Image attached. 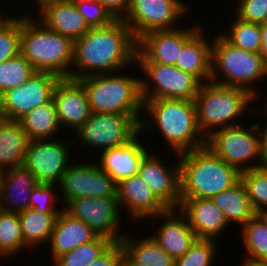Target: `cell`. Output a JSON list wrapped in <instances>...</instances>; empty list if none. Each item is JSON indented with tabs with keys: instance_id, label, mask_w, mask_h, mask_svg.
<instances>
[{
	"instance_id": "obj_43",
	"label": "cell",
	"mask_w": 267,
	"mask_h": 266,
	"mask_svg": "<svg viewBox=\"0 0 267 266\" xmlns=\"http://www.w3.org/2000/svg\"><path fill=\"white\" fill-rule=\"evenodd\" d=\"M124 260V253L120 242H114L89 266H120Z\"/></svg>"
},
{
	"instance_id": "obj_24",
	"label": "cell",
	"mask_w": 267,
	"mask_h": 266,
	"mask_svg": "<svg viewBox=\"0 0 267 266\" xmlns=\"http://www.w3.org/2000/svg\"><path fill=\"white\" fill-rule=\"evenodd\" d=\"M38 184L36 177L24 166L0 172V199L3 210L19 213L30 208V197Z\"/></svg>"
},
{
	"instance_id": "obj_32",
	"label": "cell",
	"mask_w": 267,
	"mask_h": 266,
	"mask_svg": "<svg viewBox=\"0 0 267 266\" xmlns=\"http://www.w3.org/2000/svg\"><path fill=\"white\" fill-rule=\"evenodd\" d=\"M240 229L247 254L243 261H267V214L256 213Z\"/></svg>"
},
{
	"instance_id": "obj_44",
	"label": "cell",
	"mask_w": 267,
	"mask_h": 266,
	"mask_svg": "<svg viewBox=\"0 0 267 266\" xmlns=\"http://www.w3.org/2000/svg\"><path fill=\"white\" fill-rule=\"evenodd\" d=\"M115 19H124L129 9V0H98Z\"/></svg>"
},
{
	"instance_id": "obj_20",
	"label": "cell",
	"mask_w": 267,
	"mask_h": 266,
	"mask_svg": "<svg viewBox=\"0 0 267 266\" xmlns=\"http://www.w3.org/2000/svg\"><path fill=\"white\" fill-rule=\"evenodd\" d=\"M117 199L131 219L144 220L165 212L168 208L157 198L139 174L117 183Z\"/></svg>"
},
{
	"instance_id": "obj_48",
	"label": "cell",
	"mask_w": 267,
	"mask_h": 266,
	"mask_svg": "<svg viewBox=\"0 0 267 266\" xmlns=\"http://www.w3.org/2000/svg\"><path fill=\"white\" fill-rule=\"evenodd\" d=\"M261 96H263L264 97V99H265V104H264V106H263V108H264V110H259V116H261L260 115V113H266L267 114V94L264 96V95H261Z\"/></svg>"
},
{
	"instance_id": "obj_29",
	"label": "cell",
	"mask_w": 267,
	"mask_h": 266,
	"mask_svg": "<svg viewBox=\"0 0 267 266\" xmlns=\"http://www.w3.org/2000/svg\"><path fill=\"white\" fill-rule=\"evenodd\" d=\"M211 200L223 212L229 224L238 223L240 228L256 214L241 180Z\"/></svg>"
},
{
	"instance_id": "obj_10",
	"label": "cell",
	"mask_w": 267,
	"mask_h": 266,
	"mask_svg": "<svg viewBox=\"0 0 267 266\" xmlns=\"http://www.w3.org/2000/svg\"><path fill=\"white\" fill-rule=\"evenodd\" d=\"M136 64L144 73L140 79L142 99L195 100L202 83L192 74L182 71L176 65Z\"/></svg>"
},
{
	"instance_id": "obj_31",
	"label": "cell",
	"mask_w": 267,
	"mask_h": 266,
	"mask_svg": "<svg viewBox=\"0 0 267 266\" xmlns=\"http://www.w3.org/2000/svg\"><path fill=\"white\" fill-rule=\"evenodd\" d=\"M58 215L59 213H42L32 208L18 213L26 250L29 248L31 252L34 247L39 248L37 246H44L45 243L48 245Z\"/></svg>"
},
{
	"instance_id": "obj_8",
	"label": "cell",
	"mask_w": 267,
	"mask_h": 266,
	"mask_svg": "<svg viewBox=\"0 0 267 266\" xmlns=\"http://www.w3.org/2000/svg\"><path fill=\"white\" fill-rule=\"evenodd\" d=\"M246 127L241 124L225 127L206 138V146L239 172L262 166L257 125Z\"/></svg>"
},
{
	"instance_id": "obj_12",
	"label": "cell",
	"mask_w": 267,
	"mask_h": 266,
	"mask_svg": "<svg viewBox=\"0 0 267 266\" xmlns=\"http://www.w3.org/2000/svg\"><path fill=\"white\" fill-rule=\"evenodd\" d=\"M63 205L78 198H117V183L95 161H72L58 184ZM61 189V190H60Z\"/></svg>"
},
{
	"instance_id": "obj_28",
	"label": "cell",
	"mask_w": 267,
	"mask_h": 266,
	"mask_svg": "<svg viewBox=\"0 0 267 266\" xmlns=\"http://www.w3.org/2000/svg\"><path fill=\"white\" fill-rule=\"evenodd\" d=\"M125 233L120 240L124 253V260L131 266H172L175 260L170 257L151 237H132Z\"/></svg>"
},
{
	"instance_id": "obj_6",
	"label": "cell",
	"mask_w": 267,
	"mask_h": 266,
	"mask_svg": "<svg viewBox=\"0 0 267 266\" xmlns=\"http://www.w3.org/2000/svg\"><path fill=\"white\" fill-rule=\"evenodd\" d=\"M265 77L267 78V64L261 53L234 47L220 33L213 38L211 82L246 89L256 96V100L264 101L254 84L260 79L263 81Z\"/></svg>"
},
{
	"instance_id": "obj_7",
	"label": "cell",
	"mask_w": 267,
	"mask_h": 266,
	"mask_svg": "<svg viewBox=\"0 0 267 266\" xmlns=\"http://www.w3.org/2000/svg\"><path fill=\"white\" fill-rule=\"evenodd\" d=\"M140 79L118 71L78 80L85 88L91 112L144 115Z\"/></svg>"
},
{
	"instance_id": "obj_16",
	"label": "cell",
	"mask_w": 267,
	"mask_h": 266,
	"mask_svg": "<svg viewBox=\"0 0 267 266\" xmlns=\"http://www.w3.org/2000/svg\"><path fill=\"white\" fill-rule=\"evenodd\" d=\"M200 24V25H199ZM192 26L157 30L143 35L137 41L135 63H159L175 65L182 46L202 27Z\"/></svg>"
},
{
	"instance_id": "obj_19",
	"label": "cell",
	"mask_w": 267,
	"mask_h": 266,
	"mask_svg": "<svg viewBox=\"0 0 267 266\" xmlns=\"http://www.w3.org/2000/svg\"><path fill=\"white\" fill-rule=\"evenodd\" d=\"M150 219H160V222L162 219V224L154 227L156 232L151 237L174 260L183 256L197 239L188 219L179 208H168Z\"/></svg>"
},
{
	"instance_id": "obj_25",
	"label": "cell",
	"mask_w": 267,
	"mask_h": 266,
	"mask_svg": "<svg viewBox=\"0 0 267 266\" xmlns=\"http://www.w3.org/2000/svg\"><path fill=\"white\" fill-rule=\"evenodd\" d=\"M97 235L83 221L72 217L64 209L59 213L49 240L53 262L58 256L92 241Z\"/></svg>"
},
{
	"instance_id": "obj_42",
	"label": "cell",
	"mask_w": 267,
	"mask_h": 266,
	"mask_svg": "<svg viewBox=\"0 0 267 266\" xmlns=\"http://www.w3.org/2000/svg\"><path fill=\"white\" fill-rule=\"evenodd\" d=\"M235 16L255 24L267 22V0H237Z\"/></svg>"
},
{
	"instance_id": "obj_23",
	"label": "cell",
	"mask_w": 267,
	"mask_h": 266,
	"mask_svg": "<svg viewBox=\"0 0 267 266\" xmlns=\"http://www.w3.org/2000/svg\"><path fill=\"white\" fill-rule=\"evenodd\" d=\"M179 210L188 219L197 238L217 240L230 225L211 199H181Z\"/></svg>"
},
{
	"instance_id": "obj_50",
	"label": "cell",
	"mask_w": 267,
	"mask_h": 266,
	"mask_svg": "<svg viewBox=\"0 0 267 266\" xmlns=\"http://www.w3.org/2000/svg\"><path fill=\"white\" fill-rule=\"evenodd\" d=\"M120 266H131L130 264H128L125 260H123V262L121 263Z\"/></svg>"
},
{
	"instance_id": "obj_45",
	"label": "cell",
	"mask_w": 267,
	"mask_h": 266,
	"mask_svg": "<svg viewBox=\"0 0 267 266\" xmlns=\"http://www.w3.org/2000/svg\"><path fill=\"white\" fill-rule=\"evenodd\" d=\"M262 116H265L264 118L266 119L263 120V123H260V121L256 122V125L260 139L261 163L263 167H267V114L262 113Z\"/></svg>"
},
{
	"instance_id": "obj_22",
	"label": "cell",
	"mask_w": 267,
	"mask_h": 266,
	"mask_svg": "<svg viewBox=\"0 0 267 266\" xmlns=\"http://www.w3.org/2000/svg\"><path fill=\"white\" fill-rule=\"evenodd\" d=\"M140 131L128 142L115 146L111 149L99 151L100 158L97 163L100 169L106 172L112 179L119 183L133 175H137L140 163L148 153V146L145 147L140 140Z\"/></svg>"
},
{
	"instance_id": "obj_39",
	"label": "cell",
	"mask_w": 267,
	"mask_h": 266,
	"mask_svg": "<svg viewBox=\"0 0 267 266\" xmlns=\"http://www.w3.org/2000/svg\"><path fill=\"white\" fill-rule=\"evenodd\" d=\"M218 240L197 238L189 250L175 259L176 266H212Z\"/></svg>"
},
{
	"instance_id": "obj_35",
	"label": "cell",
	"mask_w": 267,
	"mask_h": 266,
	"mask_svg": "<svg viewBox=\"0 0 267 266\" xmlns=\"http://www.w3.org/2000/svg\"><path fill=\"white\" fill-rule=\"evenodd\" d=\"M25 248L18 213L3 211L0 215V259L19 255Z\"/></svg>"
},
{
	"instance_id": "obj_52",
	"label": "cell",
	"mask_w": 267,
	"mask_h": 266,
	"mask_svg": "<svg viewBox=\"0 0 267 266\" xmlns=\"http://www.w3.org/2000/svg\"><path fill=\"white\" fill-rule=\"evenodd\" d=\"M1 9H2V6H0V18H2L4 15H2V11H1Z\"/></svg>"
},
{
	"instance_id": "obj_5",
	"label": "cell",
	"mask_w": 267,
	"mask_h": 266,
	"mask_svg": "<svg viewBox=\"0 0 267 266\" xmlns=\"http://www.w3.org/2000/svg\"><path fill=\"white\" fill-rule=\"evenodd\" d=\"M194 101L198 127L205 138L218 129L240 125L237 119L246 111L252 113V102H257L256 96L246 89L211 81L200 85Z\"/></svg>"
},
{
	"instance_id": "obj_49",
	"label": "cell",
	"mask_w": 267,
	"mask_h": 266,
	"mask_svg": "<svg viewBox=\"0 0 267 266\" xmlns=\"http://www.w3.org/2000/svg\"><path fill=\"white\" fill-rule=\"evenodd\" d=\"M44 1H46V0H35V6H36V8L41 4V3H43Z\"/></svg>"
},
{
	"instance_id": "obj_17",
	"label": "cell",
	"mask_w": 267,
	"mask_h": 266,
	"mask_svg": "<svg viewBox=\"0 0 267 266\" xmlns=\"http://www.w3.org/2000/svg\"><path fill=\"white\" fill-rule=\"evenodd\" d=\"M153 153V154H152ZM148 152L142 159L138 174L152 192L167 208H179L180 196V163L176 159L172 167L161 162L160 154Z\"/></svg>"
},
{
	"instance_id": "obj_18",
	"label": "cell",
	"mask_w": 267,
	"mask_h": 266,
	"mask_svg": "<svg viewBox=\"0 0 267 266\" xmlns=\"http://www.w3.org/2000/svg\"><path fill=\"white\" fill-rule=\"evenodd\" d=\"M61 129L78 131L91 115L85 88L78 79L60 78L52 98Z\"/></svg>"
},
{
	"instance_id": "obj_4",
	"label": "cell",
	"mask_w": 267,
	"mask_h": 266,
	"mask_svg": "<svg viewBox=\"0 0 267 266\" xmlns=\"http://www.w3.org/2000/svg\"><path fill=\"white\" fill-rule=\"evenodd\" d=\"M29 15H21L20 53L37 72L70 78L73 41Z\"/></svg>"
},
{
	"instance_id": "obj_41",
	"label": "cell",
	"mask_w": 267,
	"mask_h": 266,
	"mask_svg": "<svg viewBox=\"0 0 267 266\" xmlns=\"http://www.w3.org/2000/svg\"><path fill=\"white\" fill-rule=\"evenodd\" d=\"M74 4L90 28L102 27L115 20L98 0H76Z\"/></svg>"
},
{
	"instance_id": "obj_9",
	"label": "cell",
	"mask_w": 267,
	"mask_h": 266,
	"mask_svg": "<svg viewBox=\"0 0 267 266\" xmlns=\"http://www.w3.org/2000/svg\"><path fill=\"white\" fill-rule=\"evenodd\" d=\"M143 115L91 112L85 124L75 132L74 143L81 142L87 148L101 151L111 149L130 141L140 131ZM101 148V149H100Z\"/></svg>"
},
{
	"instance_id": "obj_33",
	"label": "cell",
	"mask_w": 267,
	"mask_h": 266,
	"mask_svg": "<svg viewBox=\"0 0 267 266\" xmlns=\"http://www.w3.org/2000/svg\"><path fill=\"white\" fill-rule=\"evenodd\" d=\"M228 24V29L220 35L232 46L253 52L261 53V25L243 21L237 17Z\"/></svg>"
},
{
	"instance_id": "obj_36",
	"label": "cell",
	"mask_w": 267,
	"mask_h": 266,
	"mask_svg": "<svg viewBox=\"0 0 267 266\" xmlns=\"http://www.w3.org/2000/svg\"><path fill=\"white\" fill-rule=\"evenodd\" d=\"M252 208L257 214H267V167H255L240 172Z\"/></svg>"
},
{
	"instance_id": "obj_2",
	"label": "cell",
	"mask_w": 267,
	"mask_h": 266,
	"mask_svg": "<svg viewBox=\"0 0 267 266\" xmlns=\"http://www.w3.org/2000/svg\"><path fill=\"white\" fill-rule=\"evenodd\" d=\"M144 111L149 120L140 121V133L144 134L155 127L159 130L169 149L181 154L206 145V138L197 123L194 100L184 99H143Z\"/></svg>"
},
{
	"instance_id": "obj_47",
	"label": "cell",
	"mask_w": 267,
	"mask_h": 266,
	"mask_svg": "<svg viewBox=\"0 0 267 266\" xmlns=\"http://www.w3.org/2000/svg\"><path fill=\"white\" fill-rule=\"evenodd\" d=\"M241 266H267V261H243Z\"/></svg>"
},
{
	"instance_id": "obj_37",
	"label": "cell",
	"mask_w": 267,
	"mask_h": 266,
	"mask_svg": "<svg viewBox=\"0 0 267 266\" xmlns=\"http://www.w3.org/2000/svg\"><path fill=\"white\" fill-rule=\"evenodd\" d=\"M37 71L20 53L16 57L0 63V95L7 90L22 85Z\"/></svg>"
},
{
	"instance_id": "obj_1",
	"label": "cell",
	"mask_w": 267,
	"mask_h": 266,
	"mask_svg": "<svg viewBox=\"0 0 267 266\" xmlns=\"http://www.w3.org/2000/svg\"><path fill=\"white\" fill-rule=\"evenodd\" d=\"M137 41L123 19L91 28L73 41V60L70 78L115 73L138 66Z\"/></svg>"
},
{
	"instance_id": "obj_40",
	"label": "cell",
	"mask_w": 267,
	"mask_h": 266,
	"mask_svg": "<svg viewBox=\"0 0 267 266\" xmlns=\"http://www.w3.org/2000/svg\"><path fill=\"white\" fill-rule=\"evenodd\" d=\"M57 184L38 183L33 189L30 197V208L42 213H60L64 207L56 208L60 200L56 195ZM56 193V194H55ZM57 204V205H56Z\"/></svg>"
},
{
	"instance_id": "obj_51",
	"label": "cell",
	"mask_w": 267,
	"mask_h": 266,
	"mask_svg": "<svg viewBox=\"0 0 267 266\" xmlns=\"http://www.w3.org/2000/svg\"><path fill=\"white\" fill-rule=\"evenodd\" d=\"M3 211H4V210H3V206H2L1 199H0V215H1V213H2Z\"/></svg>"
},
{
	"instance_id": "obj_15",
	"label": "cell",
	"mask_w": 267,
	"mask_h": 266,
	"mask_svg": "<svg viewBox=\"0 0 267 266\" xmlns=\"http://www.w3.org/2000/svg\"><path fill=\"white\" fill-rule=\"evenodd\" d=\"M64 210L72 217L83 221L96 235L113 242H120L121 209L117 198H78L71 200Z\"/></svg>"
},
{
	"instance_id": "obj_14",
	"label": "cell",
	"mask_w": 267,
	"mask_h": 266,
	"mask_svg": "<svg viewBox=\"0 0 267 266\" xmlns=\"http://www.w3.org/2000/svg\"><path fill=\"white\" fill-rule=\"evenodd\" d=\"M59 76L49 72H36L22 85L0 95V118L19 120L34 108L52 100Z\"/></svg>"
},
{
	"instance_id": "obj_11",
	"label": "cell",
	"mask_w": 267,
	"mask_h": 266,
	"mask_svg": "<svg viewBox=\"0 0 267 266\" xmlns=\"http://www.w3.org/2000/svg\"><path fill=\"white\" fill-rule=\"evenodd\" d=\"M183 0H129V9L124 17L136 41L143 35L179 27L177 22L190 13ZM188 12V13H187Z\"/></svg>"
},
{
	"instance_id": "obj_21",
	"label": "cell",
	"mask_w": 267,
	"mask_h": 266,
	"mask_svg": "<svg viewBox=\"0 0 267 266\" xmlns=\"http://www.w3.org/2000/svg\"><path fill=\"white\" fill-rule=\"evenodd\" d=\"M38 20L47 28L75 41L91 28L78 11L74 2L66 0H46L38 8Z\"/></svg>"
},
{
	"instance_id": "obj_34",
	"label": "cell",
	"mask_w": 267,
	"mask_h": 266,
	"mask_svg": "<svg viewBox=\"0 0 267 266\" xmlns=\"http://www.w3.org/2000/svg\"><path fill=\"white\" fill-rule=\"evenodd\" d=\"M113 243L112 240L97 235L92 241L58 256L52 266H89Z\"/></svg>"
},
{
	"instance_id": "obj_46",
	"label": "cell",
	"mask_w": 267,
	"mask_h": 266,
	"mask_svg": "<svg viewBox=\"0 0 267 266\" xmlns=\"http://www.w3.org/2000/svg\"><path fill=\"white\" fill-rule=\"evenodd\" d=\"M261 55L267 64V22L261 24Z\"/></svg>"
},
{
	"instance_id": "obj_30",
	"label": "cell",
	"mask_w": 267,
	"mask_h": 266,
	"mask_svg": "<svg viewBox=\"0 0 267 266\" xmlns=\"http://www.w3.org/2000/svg\"><path fill=\"white\" fill-rule=\"evenodd\" d=\"M18 121L31 141L56 139L61 129L53 100L34 108Z\"/></svg>"
},
{
	"instance_id": "obj_13",
	"label": "cell",
	"mask_w": 267,
	"mask_h": 266,
	"mask_svg": "<svg viewBox=\"0 0 267 266\" xmlns=\"http://www.w3.org/2000/svg\"><path fill=\"white\" fill-rule=\"evenodd\" d=\"M71 144H74L72 138L68 142L65 138L58 137L52 140H32L26 150L23 166L36 177L38 183L58 186L63 173L73 160Z\"/></svg>"
},
{
	"instance_id": "obj_3",
	"label": "cell",
	"mask_w": 267,
	"mask_h": 266,
	"mask_svg": "<svg viewBox=\"0 0 267 266\" xmlns=\"http://www.w3.org/2000/svg\"><path fill=\"white\" fill-rule=\"evenodd\" d=\"M175 158L180 163L181 199H212L240 180V172L206 145Z\"/></svg>"
},
{
	"instance_id": "obj_26",
	"label": "cell",
	"mask_w": 267,
	"mask_h": 266,
	"mask_svg": "<svg viewBox=\"0 0 267 266\" xmlns=\"http://www.w3.org/2000/svg\"><path fill=\"white\" fill-rule=\"evenodd\" d=\"M202 26L181 48L175 65L195 76L201 83L210 81L212 41L207 40Z\"/></svg>"
},
{
	"instance_id": "obj_27",
	"label": "cell",
	"mask_w": 267,
	"mask_h": 266,
	"mask_svg": "<svg viewBox=\"0 0 267 266\" xmlns=\"http://www.w3.org/2000/svg\"><path fill=\"white\" fill-rule=\"evenodd\" d=\"M30 141L19 121L0 118V172L23 166Z\"/></svg>"
},
{
	"instance_id": "obj_38",
	"label": "cell",
	"mask_w": 267,
	"mask_h": 266,
	"mask_svg": "<svg viewBox=\"0 0 267 266\" xmlns=\"http://www.w3.org/2000/svg\"><path fill=\"white\" fill-rule=\"evenodd\" d=\"M20 35L21 15L0 18V63L20 54Z\"/></svg>"
}]
</instances>
